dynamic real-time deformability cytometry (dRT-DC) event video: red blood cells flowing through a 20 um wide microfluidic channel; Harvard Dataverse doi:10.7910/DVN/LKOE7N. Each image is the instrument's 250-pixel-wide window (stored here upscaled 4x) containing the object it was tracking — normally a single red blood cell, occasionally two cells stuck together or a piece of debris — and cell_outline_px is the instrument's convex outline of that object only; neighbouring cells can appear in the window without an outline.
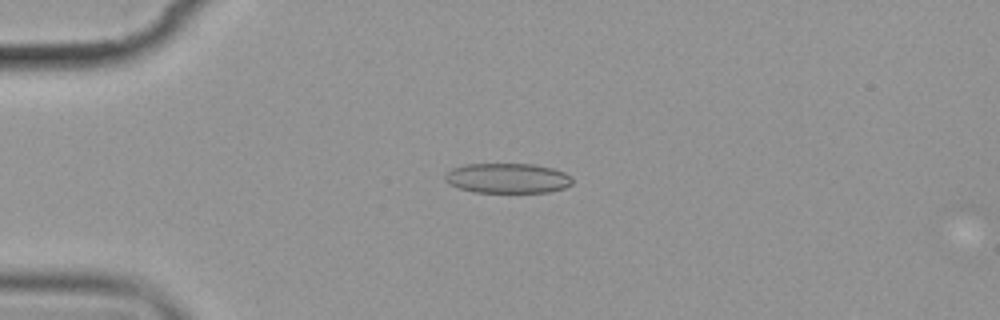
{"species": "common noctule bat (a hibernating species)", "species_latin": "Nyctalus noctula", "temperature_condition": "cold", "stored_images_in_passage": 3, "camera_frame_rate_fps": 3000, "um_per_image_px": 0.085, "animal": {"sex": "female", "body_mass_g": 19.9}, "frame": {"image": 1, "passage_image": 2, "time_ms": 1.333, "image_size_px": [1000, 320], "cell_outline_px": [[572, 184], [564, 188], [548, 192], [472, 192], [448, 184], [444, 180], [444, 176], [452, 168], [464, 164], [532, 164], [552, 168], [564, 172], [572, 176]], "centroid_in_image_um": [43.13, 15.15], "position_along_channel_um": 41.9, "area_um2": 22.31}}